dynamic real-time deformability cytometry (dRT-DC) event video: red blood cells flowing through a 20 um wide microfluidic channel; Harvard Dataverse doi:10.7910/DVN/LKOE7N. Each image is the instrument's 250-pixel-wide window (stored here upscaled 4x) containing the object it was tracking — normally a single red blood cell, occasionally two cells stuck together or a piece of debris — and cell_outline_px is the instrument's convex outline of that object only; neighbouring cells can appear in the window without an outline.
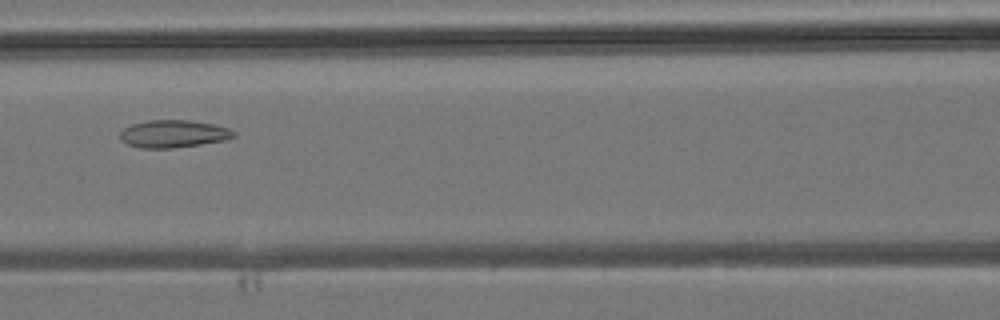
{"species": "common noctule bat (a hibernating species)", "species_latin": "Nyctalus noctula", "temperature_condition": "room temperature", "stored_images_in_passage": 35, "camera_frame_rate_fps": 3000, "um_per_image_px": 0.085, "animal": {"sex": "male", "body_mass_g": 19.2, "forearm_length_mm": 51.8}, "frame": {"image": 1, "passage_image": 12, "time_ms": 3.667, "image_size_px": [1000, 320], "cell_outline_px": [[236, 136], [224, 140], [200, 144], [172, 148], [140, 148], [128, 144], [120, 140], [120, 132], [124, 128], [132, 124], [148, 120], [188, 120], [212, 124], [228, 128], [236, 132]], "centroid_in_image_um": [14.72, 11.37], "position_along_channel_um": 151.9, "area_um2": 18.15}}
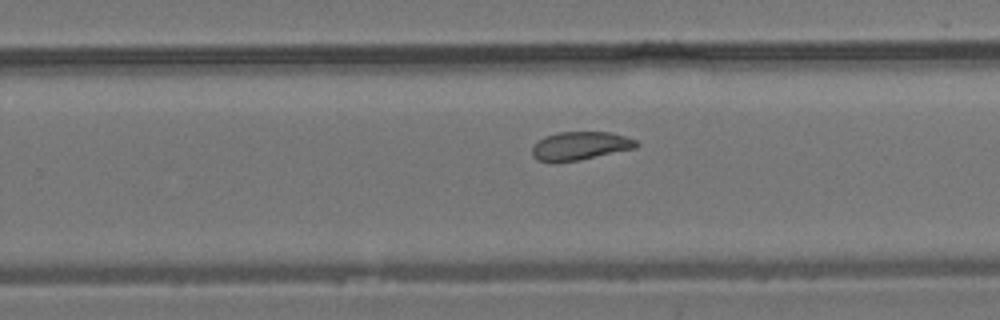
{"frame": {"image": 2, "passage_image": 20, "time_ms": 6.333, "image_size_px": [1000, 320], "cell_outline_px": [[640, 144], [636, 148], [580, 160], [556, 164], [552, 164], [536, 160], [532, 156], [532, 144], [544, 136], [556, 132], [612, 132], [636, 140]], "centroid_in_image_um": [49.25, 12.42], "position_along_channel_um": 280.6, "area_um2": 17.8}}
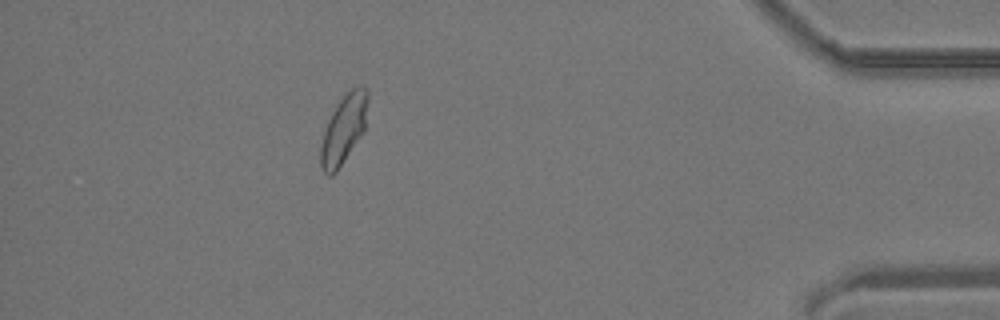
{"frame": {"image": 3, "passage_image": 31, "time_ms": 10.0, "image_size_px": [1000, 320], "cell_outline_px": [[368, 100], [364, 132], [336, 172], [332, 176], [328, 176], [324, 172], [320, 164], [320, 148], [324, 132], [328, 120], [336, 104], [352, 88], [360, 84], [364, 84], [368, 88]], "centroid_in_image_um": [29.23, 10.96], "position_along_channel_um": 406.0, "area_um2": 18.96}}